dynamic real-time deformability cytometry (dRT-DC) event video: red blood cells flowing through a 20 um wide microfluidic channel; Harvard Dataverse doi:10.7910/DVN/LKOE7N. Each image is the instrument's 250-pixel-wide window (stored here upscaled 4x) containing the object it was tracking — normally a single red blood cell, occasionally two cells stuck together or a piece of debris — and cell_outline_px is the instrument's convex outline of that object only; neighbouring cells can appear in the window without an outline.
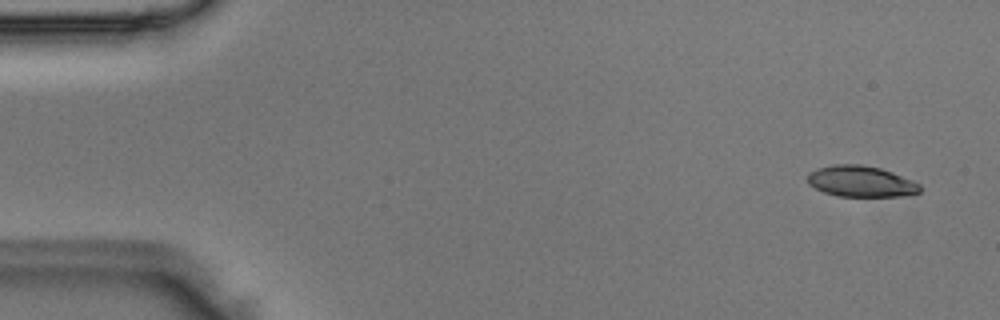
{"species": "Egyptian fruit bat (a non-hibernating species)", "species_latin": "Rousettus aegyptiacus", "temperature_condition": "room temperature", "stored_images_in_passage": 5, "segment_of_instrument_passage": [1, 2], "camera_frame_rate_fps": 3000, "um_per_image_px": 0.085, "animal": {"sex": "male"}, "frame": {"image": 1, "passage_image": 1, "time_ms": 0.0, "image_size_px": [1000, 320], "cell_outline_px": [[924, 188], [920, 192], [912, 196], [840, 196], [824, 192], [808, 184], [808, 172], [816, 168], [832, 164], [860, 164], [880, 168], [892, 172], [912, 180], [920, 184]], "centroid_in_image_um": [73.22, 15.42], "position_along_channel_um": 11.8, "area_um2": 20.58}}